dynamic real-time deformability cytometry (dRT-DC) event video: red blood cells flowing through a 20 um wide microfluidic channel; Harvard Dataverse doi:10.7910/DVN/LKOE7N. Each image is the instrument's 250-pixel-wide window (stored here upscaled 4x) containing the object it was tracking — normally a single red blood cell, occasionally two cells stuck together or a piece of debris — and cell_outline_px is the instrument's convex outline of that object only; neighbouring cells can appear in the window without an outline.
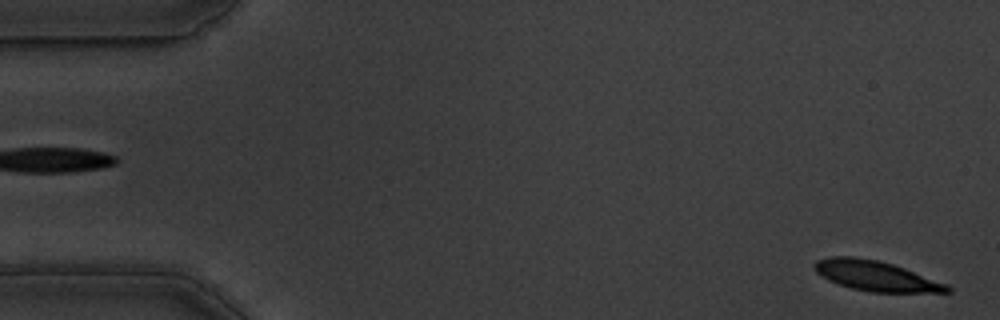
{"species": "common noctule bat (a hibernating species)", "species_latin": "Nyctalus noctula", "temperature_condition": "warm", "stored_images_in_passage": 54, "camera_frame_rate_fps": 3000, "um_per_image_px": 0.085, "animal": {"sex": "male", "body_mass_g": 19.5, "forearm_length_mm": 54.6}, "frame": {"image": 1, "passage_image": 1, "time_ms": 0.0, "image_size_px": [1000, 320], "cell_outline_px": [[952, 292], [872, 292], [852, 288], [828, 280], [816, 272], [812, 268], [812, 264], [816, 260], [828, 256], [852, 256], [876, 260], [892, 264], [904, 268], [948, 284], [952, 288]], "centroid_in_image_um": [74.42, 23.44], "position_along_channel_um": 10.6, "area_um2": 23.24}}
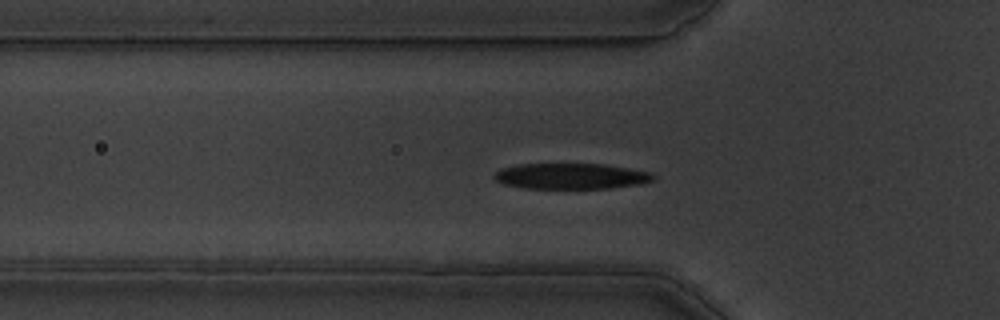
{"frame": {"image": 2, "passage_image": 17, "time_ms": 5.333, "image_size_px": [1000, 320], "cell_outline_px": [[656, 180], [640, 184], [612, 188], [524, 188], [504, 184], [496, 180], [496, 172], [500, 168], [516, 164], [604, 164], [652, 172], [656, 176]], "centroid_in_image_um": [48.59, 14.97], "position_along_channel_um": 77.2, "area_um2": 23.93}}
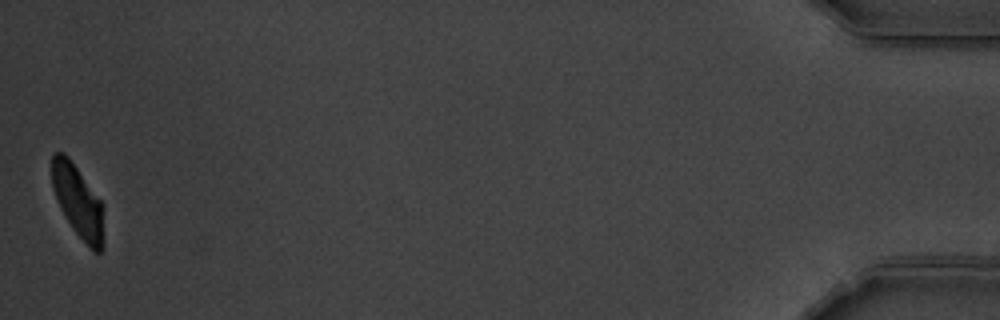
{"frame": {"image": 3, "passage_image": 54, "time_ms": 17.667, "image_size_px": [1000, 320], "cell_outline_px": [[104, 248], [100, 252], [92, 252], [72, 228], [60, 208], [52, 188], [52, 156], [56, 152], [64, 152], [68, 156], [104, 204]], "centroid_in_image_um": [6.67, 17.17], "position_along_channel_um": 428.5, "area_um2": 22.31}, "authors_computed_cell_mechanics": {"area_um2": 24.4783, "velocity_mm_per_s": 3.6091, "shape_relaxation_time_tau1_ms": 3.2616, "shape_relaxation_time_tau2_ms": 2.5721, "deformation_change_tau1": 0.1656, "deformation_change_tau2": 0.084}}